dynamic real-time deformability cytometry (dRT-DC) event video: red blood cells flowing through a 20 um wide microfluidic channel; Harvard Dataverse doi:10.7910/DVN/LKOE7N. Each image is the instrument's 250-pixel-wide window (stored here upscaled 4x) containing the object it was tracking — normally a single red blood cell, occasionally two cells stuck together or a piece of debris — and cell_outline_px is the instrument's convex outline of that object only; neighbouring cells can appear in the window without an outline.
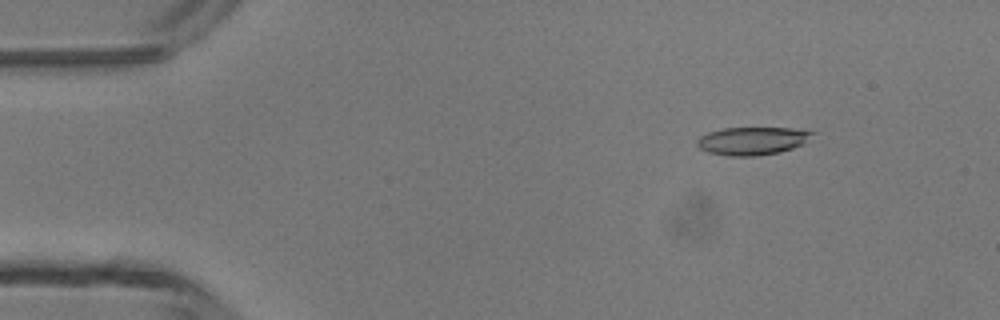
{"species": "common noctule bat (a hibernating species)", "species_latin": "Nyctalus noctula", "temperature_condition": "room temperature", "stored_images_in_passage": 47, "camera_frame_rate_fps": 3000, "um_per_image_px": 0.085, "animal": {"sex": "male", "body_mass_g": 13.3}, "frame": {"image": 1, "passage_image": 6, "time_ms": 1.667, "image_size_px": [1000, 320], "cell_outline_px": [[816, 132], [804, 144], [780, 152], [756, 156], [728, 156], [708, 152], [700, 148], [696, 144], [696, 140], [700, 136], [708, 132], [724, 128], [792, 128]], "centroid_in_image_um": [63.95, 11.97], "position_along_channel_um": 21.1, "area_um2": 18.84}}
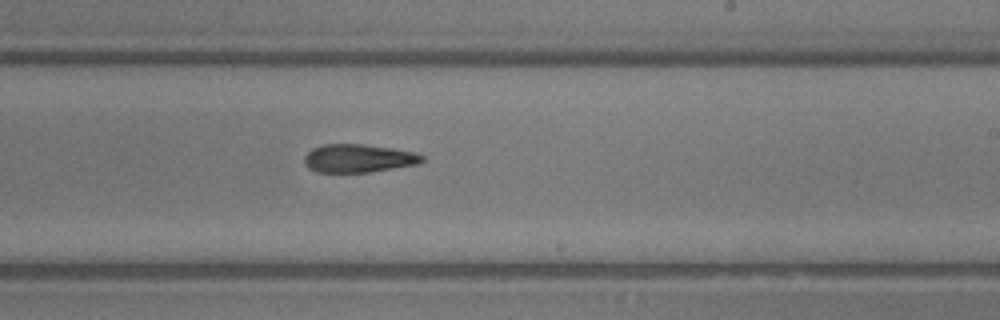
{"frame": {"image": 2, "passage_image": 28, "time_ms": 9.0, "image_size_px": [1000, 320], "cell_outline_px": [[424, 160], [416, 164], [368, 172], [316, 172], [308, 168], [304, 164], [304, 156], [312, 148], [324, 144], [364, 144], [392, 148], [416, 152], [424, 156]], "centroid_in_image_um": [30.44, 13.45], "position_along_channel_um": 258.6, "area_um2": 19.36}}
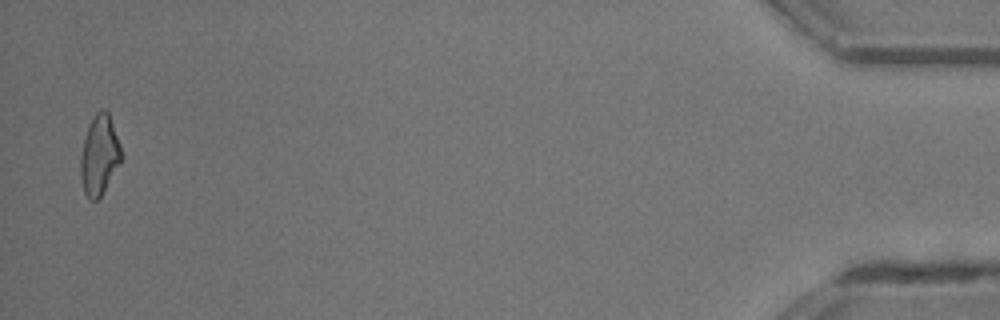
{"frame": {"image": 3, "passage_image": 46, "time_ms": 15.0, "image_size_px": [1000, 320], "cell_outline_px": [[120, 164], [100, 196], [96, 200], [92, 200], [84, 192], [80, 176], [80, 156], [84, 140], [88, 128], [96, 112], [100, 108], [104, 108], [108, 112], [120, 144]], "centroid_in_image_um": [8.43, 13.17], "position_along_channel_um": 426.8, "area_um2": 18.5}, "authors_computed_cell_mechanics": {"area_um2": 19.5364, "velocity_mm_per_s": 4.3906, "shape_relaxation_time_tau1_ms": 10.8236, "shape_relaxation_time_tau2_ms": 5.1861, "deformation_change_tau1": 0.2839, "deformation_change_tau2": 0.1835}}